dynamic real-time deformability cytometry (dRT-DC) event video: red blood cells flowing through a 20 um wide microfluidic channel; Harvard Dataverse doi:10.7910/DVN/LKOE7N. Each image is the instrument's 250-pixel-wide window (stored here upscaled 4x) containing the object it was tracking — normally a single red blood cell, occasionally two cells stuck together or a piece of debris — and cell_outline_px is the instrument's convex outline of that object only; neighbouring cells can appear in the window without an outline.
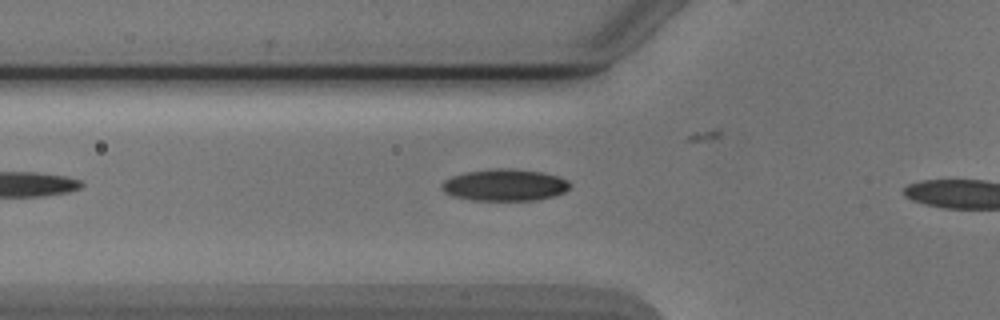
{"species": "Egyptian fruit bat (a non-hibernating species)", "species_latin": "Rousettus aegyptiacus", "temperature_condition": "cold", "stored_images_in_passage": 5, "camera_frame_rate_fps": 3000, "um_per_image_px": 0.085, "animal": {"sex": "male"}, "frame": {"image": 1, "passage_image": 4, "time_ms": 4.333, "image_size_px": [1000, 320], "cell_outline_px": [[572, 184], [564, 192], [556, 196], [536, 200], [472, 200], [452, 196], [444, 192], [440, 188], [440, 184], [444, 180], [452, 176], [464, 172], [492, 168], [512, 168], [544, 172], [568, 180]], "centroid_in_image_um": [42.89, 15.72], "position_along_channel_um": 82.9, "area_um2": 24.1}}